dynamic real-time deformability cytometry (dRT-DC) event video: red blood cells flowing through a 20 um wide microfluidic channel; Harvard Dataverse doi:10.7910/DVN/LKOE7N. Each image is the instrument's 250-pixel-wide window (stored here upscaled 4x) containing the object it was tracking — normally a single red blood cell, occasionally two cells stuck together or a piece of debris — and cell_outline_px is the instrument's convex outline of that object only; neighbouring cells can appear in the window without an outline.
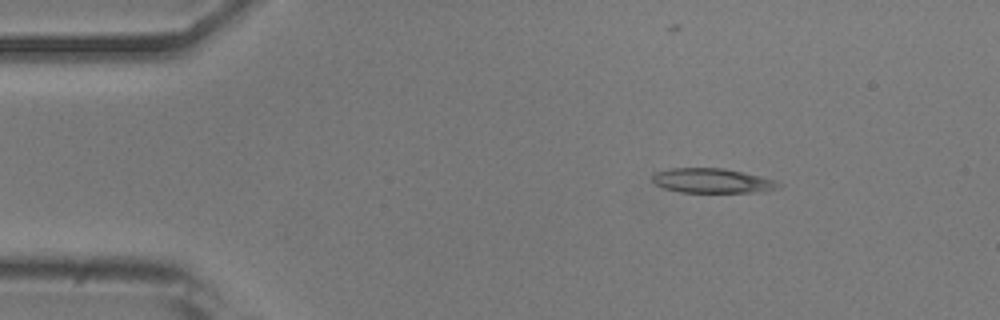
{"species": "common noctule bat (a hibernating species)", "species_latin": "Nyctalus noctula", "temperature_condition": "room temperature", "stored_images_in_passage": 52, "camera_frame_rate_fps": 3000, "um_per_image_px": 0.085, "animal": {"sex": "male", "body_mass_g": 20.5, "forearm_length_mm": 52.5}, "frame": {"image": 1, "passage_image": 8, "time_ms": 2.333, "image_size_px": [1000, 320], "cell_outline_px": [[784, 184], [780, 188], [756, 192], [680, 192], [664, 188], [656, 184], [652, 180], [652, 176], [656, 172], [672, 168], [724, 168], [760, 176], [776, 180]], "centroid_in_image_um": [60.58, 15.36], "position_along_channel_um": 24.4, "area_um2": 18.09}}
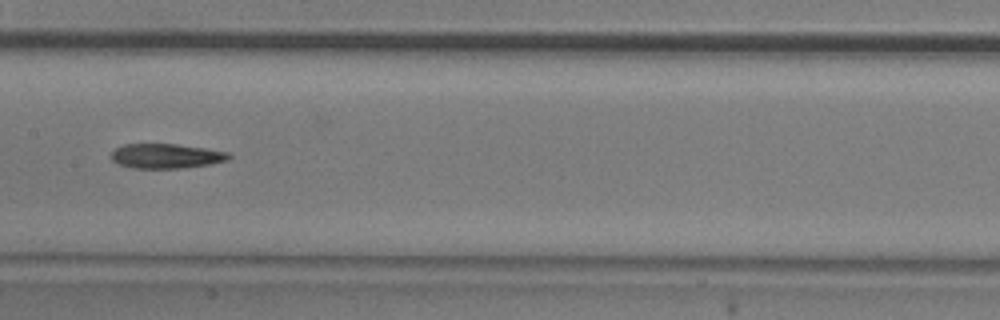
{"frame": {"image": 2, "passage_image": 26, "time_ms": 8.333, "image_size_px": [1000, 320], "cell_outline_px": [[232, 156], [228, 160], [208, 164], [180, 168], [132, 168], [120, 164], [112, 160], [112, 152], [116, 148], [124, 144], [176, 144], [204, 148], [228, 152]], "centroid_in_image_um": [14.12, 13.26], "position_along_channel_um": 193.3, "area_um2": 16.7}}
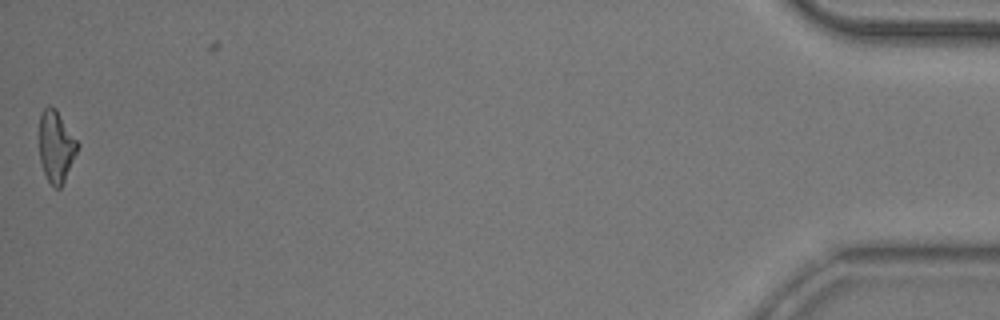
{"frame": {"image": 3, "passage_image": 52, "time_ms": 17.0, "image_size_px": [1000, 320], "cell_outline_px": [[80, 144], [64, 180], [60, 188], [56, 188], [48, 180], [44, 172], [40, 160], [40, 112], [48, 104], [56, 108]], "centroid_in_image_um": [4.77, 12.39], "position_along_channel_um": 430.4, "area_um2": 15.78}, "authors_computed_cell_mechanics": {"area_um2": 17.0799, "velocity_mm_per_s": 3.8731, "shape_relaxation_time_tau1_ms": 3.4763, "shape_relaxation_time_tau2_ms": null, "deformation_change_tau1": 0.1619, "deformation_change_tau2": null}}